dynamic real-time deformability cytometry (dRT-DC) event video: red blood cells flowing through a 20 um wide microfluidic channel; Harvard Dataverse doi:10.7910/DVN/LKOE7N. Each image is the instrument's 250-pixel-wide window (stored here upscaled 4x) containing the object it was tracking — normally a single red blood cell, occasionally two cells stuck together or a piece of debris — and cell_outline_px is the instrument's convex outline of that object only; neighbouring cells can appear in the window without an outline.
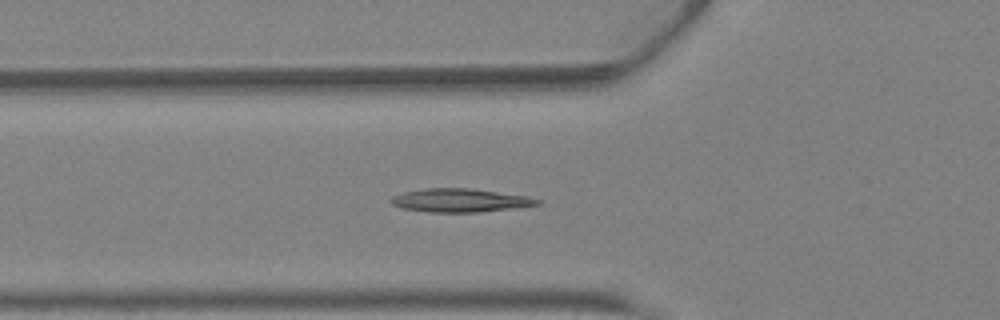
{"species": "Egyptian fruit bat (a non-hibernating species)", "species_latin": "Rousettus aegyptiacus", "temperature_condition": "warm", "stored_images_in_passage": 36, "camera_frame_rate_fps": 3000, "um_per_image_px": 0.085, "animal": {"sex": "female"}, "frame": {"image": 1, "passage_image": 8, "time_ms": 2.333, "image_size_px": [1000, 320], "cell_outline_px": [[540, 204], [516, 208], [480, 212], [428, 212], [400, 208], [392, 204], [388, 200], [392, 196], [404, 192], [424, 188], [472, 188], [528, 196], [540, 200]], "centroid_in_image_um": [39.08, 17.03], "position_along_channel_um": 86.7, "area_um2": 20.17}}
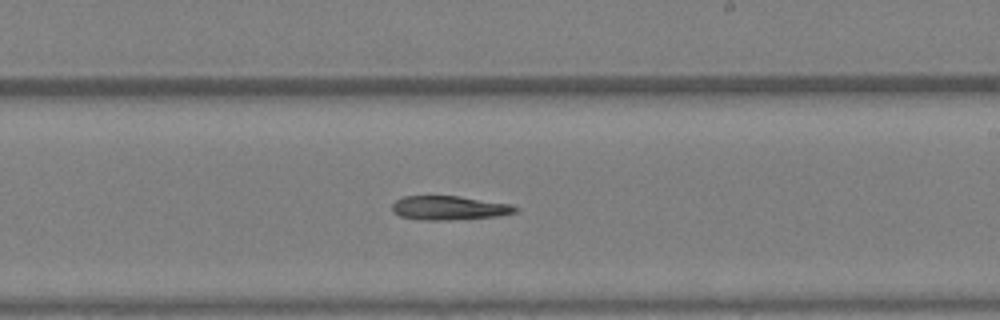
{"frame": {"image": 2, "passage_image": 18, "time_ms": 5.667, "image_size_px": [1000, 320], "cell_outline_px": [[520, 208], [516, 212], [496, 216], [448, 220], [416, 220], [400, 216], [392, 212], [392, 204], [396, 200], [404, 196], [460, 196], [512, 204]], "centroid_in_image_um": [38.17, 17.67], "position_along_channel_um": 250.8, "area_um2": 17.4}}
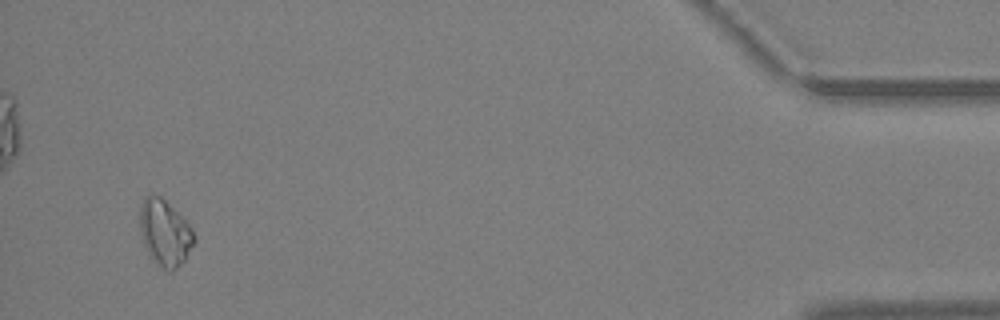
{"frame": {"image": 3, "passage_image": 33, "time_ms": 10.667, "image_size_px": [1000, 320], "cell_outline_px": [[196, 240], [184, 260], [172, 272], [168, 272], [152, 260], [144, 248], [140, 232], [140, 204], [144, 196], [152, 192], [160, 196], [188, 220], [192, 228]], "centroid_in_image_um": [14.0, 19.76], "position_along_channel_um": 421.2, "area_um2": 21.44}}